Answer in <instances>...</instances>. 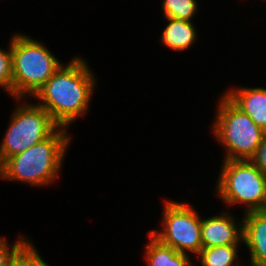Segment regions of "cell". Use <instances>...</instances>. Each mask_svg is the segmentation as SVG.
Listing matches in <instances>:
<instances>
[{"mask_svg":"<svg viewBox=\"0 0 266 266\" xmlns=\"http://www.w3.org/2000/svg\"><path fill=\"white\" fill-rule=\"evenodd\" d=\"M95 80L87 62L78 55L67 65L63 63L33 98L59 127L68 128L89 109Z\"/></svg>","mask_w":266,"mask_h":266,"instance_id":"cell-1","label":"cell"},{"mask_svg":"<svg viewBox=\"0 0 266 266\" xmlns=\"http://www.w3.org/2000/svg\"><path fill=\"white\" fill-rule=\"evenodd\" d=\"M70 139L67 128L59 127L44 141L7 158L0 165V178L33 187L51 185L59 176Z\"/></svg>","mask_w":266,"mask_h":266,"instance_id":"cell-2","label":"cell"},{"mask_svg":"<svg viewBox=\"0 0 266 266\" xmlns=\"http://www.w3.org/2000/svg\"><path fill=\"white\" fill-rule=\"evenodd\" d=\"M63 63L40 41L23 34L12 37V96L34 97Z\"/></svg>","mask_w":266,"mask_h":266,"instance_id":"cell-3","label":"cell"},{"mask_svg":"<svg viewBox=\"0 0 266 266\" xmlns=\"http://www.w3.org/2000/svg\"><path fill=\"white\" fill-rule=\"evenodd\" d=\"M219 98L212 131L226 149L223 160H250L266 132L225 94Z\"/></svg>","mask_w":266,"mask_h":266,"instance_id":"cell-4","label":"cell"},{"mask_svg":"<svg viewBox=\"0 0 266 266\" xmlns=\"http://www.w3.org/2000/svg\"><path fill=\"white\" fill-rule=\"evenodd\" d=\"M216 194L227 205L244 204L245 213L266 211V174L251 160H223Z\"/></svg>","mask_w":266,"mask_h":266,"instance_id":"cell-5","label":"cell"},{"mask_svg":"<svg viewBox=\"0 0 266 266\" xmlns=\"http://www.w3.org/2000/svg\"><path fill=\"white\" fill-rule=\"evenodd\" d=\"M10 120L0 144V165L49 138L59 128L49 113L36 103L18 105Z\"/></svg>","mask_w":266,"mask_h":266,"instance_id":"cell-6","label":"cell"},{"mask_svg":"<svg viewBox=\"0 0 266 266\" xmlns=\"http://www.w3.org/2000/svg\"><path fill=\"white\" fill-rule=\"evenodd\" d=\"M164 200L163 230L149 232L163 244L180 253H194L202 249L201 218L189 204Z\"/></svg>","mask_w":266,"mask_h":266,"instance_id":"cell-7","label":"cell"},{"mask_svg":"<svg viewBox=\"0 0 266 266\" xmlns=\"http://www.w3.org/2000/svg\"><path fill=\"white\" fill-rule=\"evenodd\" d=\"M223 212L208 219L201 218L202 248L243 242V218L238 224L230 213Z\"/></svg>","mask_w":266,"mask_h":266,"instance_id":"cell-8","label":"cell"},{"mask_svg":"<svg viewBox=\"0 0 266 266\" xmlns=\"http://www.w3.org/2000/svg\"><path fill=\"white\" fill-rule=\"evenodd\" d=\"M243 243L249 249V266H266V211L243 215Z\"/></svg>","mask_w":266,"mask_h":266,"instance_id":"cell-9","label":"cell"},{"mask_svg":"<svg viewBox=\"0 0 266 266\" xmlns=\"http://www.w3.org/2000/svg\"><path fill=\"white\" fill-rule=\"evenodd\" d=\"M224 94L266 132V88L236 87Z\"/></svg>","mask_w":266,"mask_h":266,"instance_id":"cell-10","label":"cell"},{"mask_svg":"<svg viewBox=\"0 0 266 266\" xmlns=\"http://www.w3.org/2000/svg\"><path fill=\"white\" fill-rule=\"evenodd\" d=\"M166 27L160 36L161 43L174 51L188 49L197 38V30L193 21L178 20L165 17Z\"/></svg>","mask_w":266,"mask_h":266,"instance_id":"cell-11","label":"cell"},{"mask_svg":"<svg viewBox=\"0 0 266 266\" xmlns=\"http://www.w3.org/2000/svg\"><path fill=\"white\" fill-rule=\"evenodd\" d=\"M148 244L145 246L147 266H195L190 254L177 252L172 247L163 244L150 232Z\"/></svg>","mask_w":266,"mask_h":266,"instance_id":"cell-12","label":"cell"},{"mask_svg":"<svg viewBox=\"0 0 266 266\" xmlns=\"http://www.w3.org/2000/svg\"><path fill=\"white\" fill-rule=\"evenodd\" d=\"M238 246L240 244L202 248L197 255L198 262L201 266H242L238 261Z\"/></svg>","mask_w":266,"mask_h":266,"instance_id":"cell-13","label":"cell"},{"mask_svg":"<svg viewBox=\"0 0 266 266\" xmlns=\"http://www.w3.org/2000/svg\"><path fill=\"white\" fill-rule=\"evenodd\" d=\"M197 0H163V16L192 22L198 10Z\"/></svg>","mask_w":266,"mask_h":266,"instance_id":"cell-14","label":"cell"},{"mask_svg":"<svg viewBox=\"0 0 266 266\" xmlns=\"http://www.w3.org/2000/svg\"><path fill=\"white\" fill-rule=\"evenodd\" d=\"M8 50L0 48V88L12 95V37Z\"/></svg>","mask_w":266,"mask_h":266,"instance_id":"cell-15","label":"cell"},{"mask_svg":"<svg viewBox=\"0 0 266 266\" xmlns=\"http://www.w3.org/2000/svg\"><path fill=\"white\" fill-rule=\"evenodd\" d=\"M23 236L17 238L18 240L14 241L11 247L6 242V238L0 237V266H9L16 255L30 242Z\"/></svg>","mask_w":266,"mask_h":266,"instance_id":"cell-16","label":"cell"},{"mask_svg":"<svg viewBox=\"0 0 266 266\" xmlns=\"http://www.w3.org/2000/svg\"><path fill=\"white\" fill-rule=\"evenodd\" d=\"M45 260L37 252L34 245L29 242L10 262L9 266H42Z\"/></svg>","mask_w":266,"mask_h":266,"instance_id":"cell-17","label":"cell"},{"mask_svg":"<svg viewBox=\"0 0 266 266\" xmlns=\"http://www.w3.org/2000/svg\"><path fill=\"white\" fill-rule=\"evenodd\" d=\"M250 160L257 168L266 174V133L260 146Z\"/></svg>","mask_w":266,"mask_h":266,"instance_id":"cell-18","label":"cell"},{"mask_svg":"<svg viewBox=\"0 0 266 266\" xmlns=\"http://www.w3.org/2000/svg\"><path fill=\"white\" fill-rule=\"evenodd\" d=\"M42 266H50L49 264H47V262H45Z\"/></svg>","mask_w":266,"mask_h":266,"instance_id":"cell-19","label":"cell"}]
</instances>
